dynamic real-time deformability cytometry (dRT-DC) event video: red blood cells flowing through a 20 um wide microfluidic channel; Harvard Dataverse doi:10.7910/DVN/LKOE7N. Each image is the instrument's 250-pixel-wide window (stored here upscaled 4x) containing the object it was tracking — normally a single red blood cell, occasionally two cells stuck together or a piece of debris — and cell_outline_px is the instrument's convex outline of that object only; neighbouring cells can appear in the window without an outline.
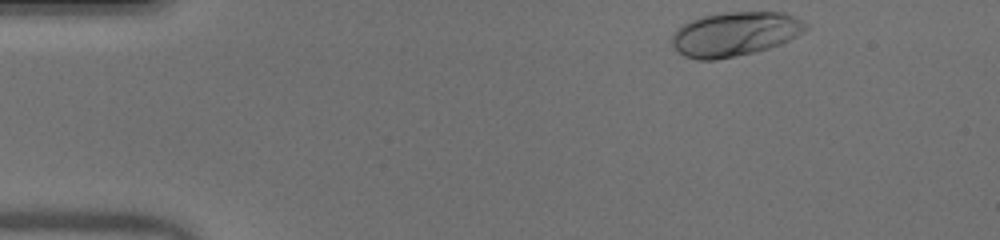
{"species": "human", "species_latin": "Homo sapiens", "temperature_condition": "warm", "stored_images_in_passage": 37, "camera_frame_rate_fps": 3000, "um_per_image_px": 0.085, "donor": {"sex": "male"}, "frame": {"image": 1, "passage_image": 1, "time_ms": 0.0, "image_size_px": [1000, 240], "cell_outline_px": [[808, 28], [804, 32], [780, 44], [768, 48], [752, 52], [716, 60], [696, 60], [684, 56], [672, 44], [672, 36], [684, 24], [692, 20], [704, 16], [724, 12], [784, 12], [796, 16], [808, 24]], "centroid_in_image_um": [62.51, 2.88], "position_along_channel_um": 22.5, "area_um2": 34.22}}
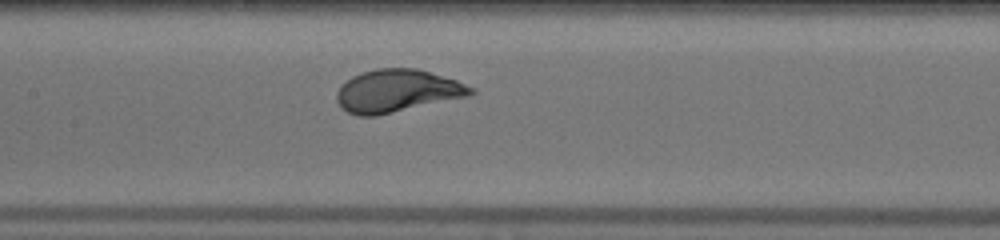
{"frame": {"image": 2, "passage_image": 19, "time_ms": 6.0, "image_size_px": [1000, 240], "cell_outline_px": [[476, 92], [468, 96], [376, 116], [356, 116], [340, 108], [336, 100], [336, 92], [352, 76], [376, 68], [416, 68], [456, 80], [472, 88]], "centroid_in_image_um": [33.72, 7.74], "position_along_channel_um": 173.7, "area_um2": 33.06}}
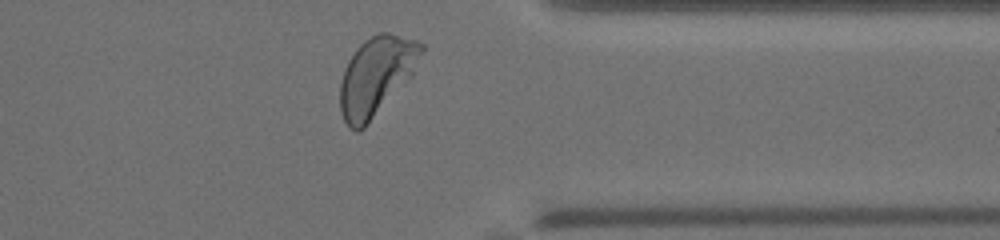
{"frame": {"image": 3, "passage_image": 35, "time_ms": 11.333, "image_size_px": [1000, 240], "cell_outline_px": [[424, 48], [412, 76], [364, 128], [360, 132], [356, 132], [348, 128], [340, 112], [340, 84], [344, 68], [348, 60], [356, 48], [364, 40], [376, 32], [388, 32], [416, 40], [424, 44]], "centroid_in_image_um": [31.97, 6.46], "position_along_channel_um": 379.4, "area_um2": 37.45}, "authors_computed_cell_mechanics": {"area_um2": 32.5414, "velocity_mm_per_s": 3.9889, "shape_relaxation_time_tau1_ms": 1.9691, "shape_relaxation_time_tau2_ms": null, "deformation_change_tau1": 0.1437, "deformation_change_tau2": null}}